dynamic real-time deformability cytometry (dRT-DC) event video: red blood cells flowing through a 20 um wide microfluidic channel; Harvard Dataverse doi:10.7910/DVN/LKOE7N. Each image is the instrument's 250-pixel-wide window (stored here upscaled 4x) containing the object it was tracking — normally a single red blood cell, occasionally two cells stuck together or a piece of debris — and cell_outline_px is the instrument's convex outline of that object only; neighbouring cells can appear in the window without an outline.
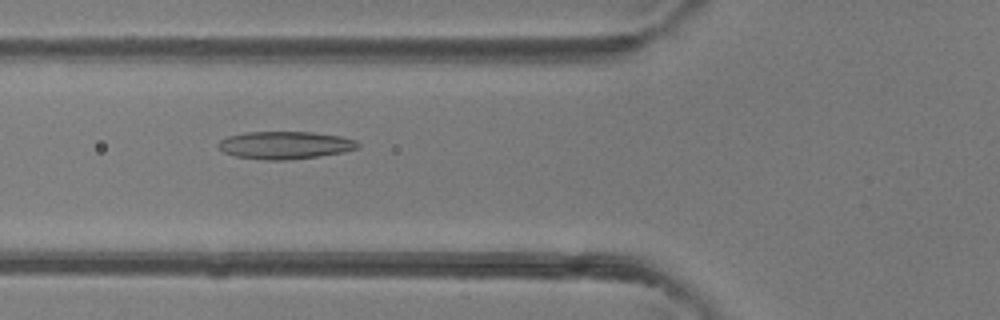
{"species": "common noctule bat (a hibernating species)", "species_latin": "Nyctalus noctula", "temperature_condition": "room temperature", "stored_images_in_passage": 40, "camera_frame_rate_fps": 3000, "um_per_image_px": 0.085, "animal": {"sex": "female"}, "frame": {"image": 1, "passage_image": 15, "time_ms": 4.667, "image_size_px": [1000, 320], "cell_outline_px": [[360, 148], [344, 152], [316, 156], [284, 160], [264, 160], [236, 156], [224, 152], [216, 144], [220, 140], [228, 136], [244, 132], [312, 132], [340, 136], [356, 140], [360, 144]], "centroid_in_image_um": [24.23, 12.33], "position_along_channel_um": 101.6, "area_um2": 22.43}}
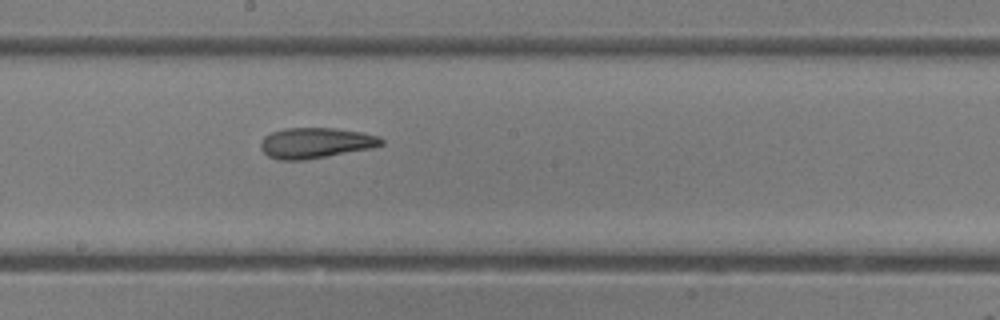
{"frame": {"image": 2, "passage_image": 23, "time_ms": 7.333, "image_size_px": [1000, 320], "cell_outline_px": [[384, 144], [372, 148], [304, 160], [280, 160], [268, 156], [260, 148], [260, 144], [264, 136], [272, 132], [284, 128], [336, 128], [360, 132], [380, 136], [384, 140]], "centroid_in_image_um": [26.83, 12.14], "position_along_channel_um": 221.4, "area_um2": 21.5}}
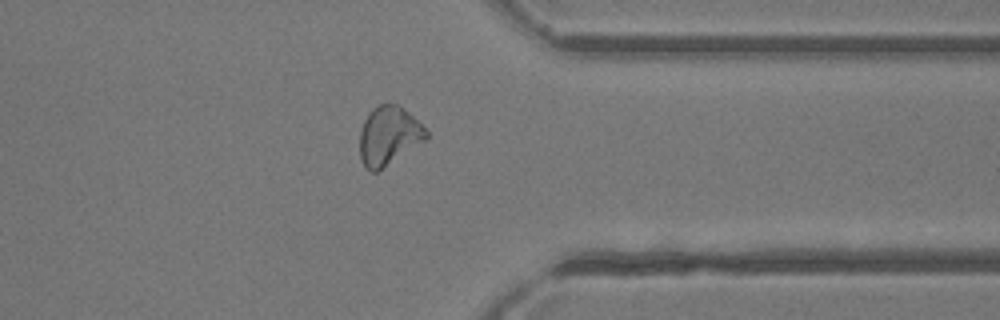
{"frame": {"image": 3, "passage_image": 34, "time_ms": 11.0, "image_size_px": [1000, 320], "cell_outline_px": [[428, 136], [424, 140], [376, 172], [368, 172], [364, 168], [360, 160], [360, 128], [368, 112], [372, 108], [380, 104], [400, 104], [428, 132]], "centroid_in_image_um": [32.98, 11.53], "position_along_channel_um": 378.4, "area_um2": 22.54}, "authors_computed_cell_mechanics": {"area_um2": 22.2819, "velocity_mm_per_s": 4.4724, "shape_relaxation_time_tau1_ms": 6.1722, "shape_relaxation_time_tau2_ms": 2.9093, "deformation_change_tau1": 0.1896, "deformation_change_tau2": 0.1119}}